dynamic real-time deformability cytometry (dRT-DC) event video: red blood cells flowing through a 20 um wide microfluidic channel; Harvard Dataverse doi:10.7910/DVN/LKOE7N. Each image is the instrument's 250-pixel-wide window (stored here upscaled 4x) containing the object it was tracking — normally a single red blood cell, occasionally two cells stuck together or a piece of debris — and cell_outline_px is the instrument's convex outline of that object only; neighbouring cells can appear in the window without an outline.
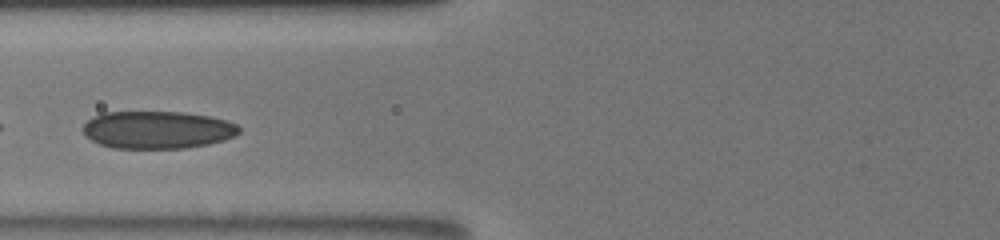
{"species": "human", "species_latin": "Homo sapiens", "temperature_condition": "room temperature", "stored_images_in_passage": 7, "camera_frame_rate_fps": 3000, "um_per_image_px": 0.085, "donor": {"sex": "male"}, "frame": {"image": 1, "passage_image": 6, "time_ms": 3.667, "image_size_px": [1000, 240], "cell_outline_px": [[240, 132], [236, 136], [224, 140], [208, 144], [184, 148], [112, 148], [100, 144], [84, 136], [84, 124], [92, 116], [104, 112], [184, 112], [212, 116], [228, 120], [236, 124], [240, 128]], "centroid_in_image_um": [13.4, 11.03], "position_along_channel_um": 112.4, "area_um2": 34.45}}